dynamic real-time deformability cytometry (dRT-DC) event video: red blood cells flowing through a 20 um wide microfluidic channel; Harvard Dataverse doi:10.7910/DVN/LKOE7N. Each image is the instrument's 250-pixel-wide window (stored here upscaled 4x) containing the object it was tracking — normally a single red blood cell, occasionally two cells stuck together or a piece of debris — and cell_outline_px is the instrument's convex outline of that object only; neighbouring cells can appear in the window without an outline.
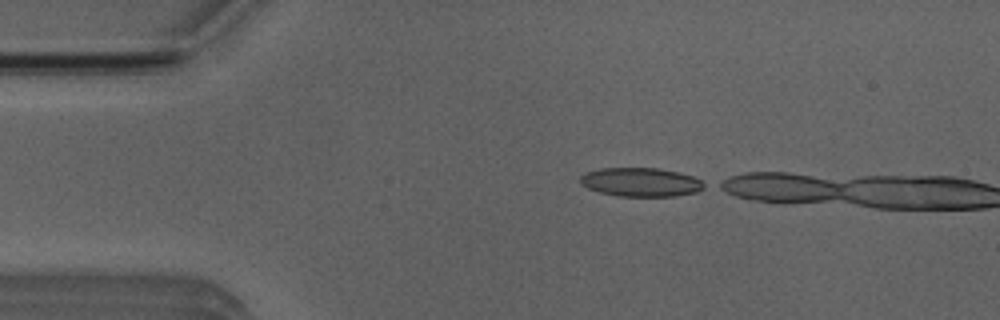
{"species": "Egyptian fruit bat (a non-hibernating species)", "species_latin": "Rousettus aegyptiacus", "temperature_condition": "room temperature", "stored_images_in_passage": 2, "camera_frame_rate_fps": 3000, "um_per_image_px": 0.085, "animal": {"sex": "male"}, "frame": {"image": 1, "passage_image": 1, "time_ms": 0.0, "image_size_px": [1000, 320], "cell_outline_px": [[708, 184], [704, 188], [696, 192], [676, 196], [620, 196], [600, 192], [588, 188], [580, 184], [580, 176], [584, 172], [600, 168], [660, 168], [680, 172], [692, 176]], "centroid_in_image_um": [54.48, 15.47], "position_along_channel_um": 30.5, "area_um2": 20.98}}